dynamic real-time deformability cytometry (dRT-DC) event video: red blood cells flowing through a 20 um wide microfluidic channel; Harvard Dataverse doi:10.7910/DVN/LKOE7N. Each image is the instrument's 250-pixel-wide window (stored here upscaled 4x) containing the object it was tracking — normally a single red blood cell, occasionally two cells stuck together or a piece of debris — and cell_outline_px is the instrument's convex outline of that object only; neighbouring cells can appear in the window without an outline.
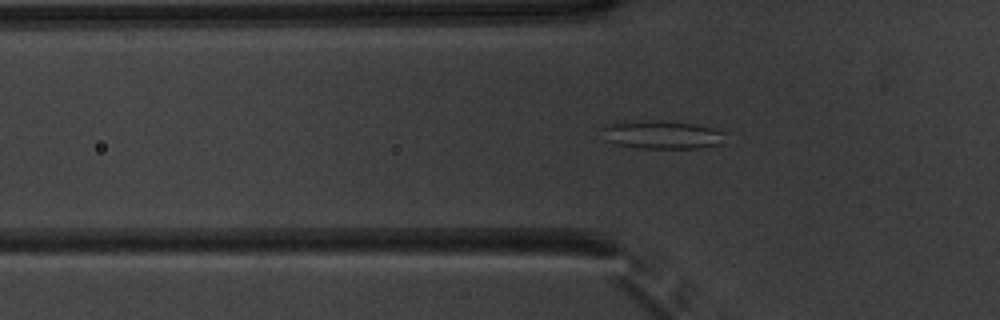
{"species": "common noctule bat (a hibernating species)", "species_latin": "Nyctalus noctula", "temperature_condition": "warm", "stored_images_in_passage": 51, "segment_of_instrument_passage": [1, 2], "camera_frame_rate_fps": 3000, "um_per_image_px": 0.085, "animal": {"sex": "male", "body_mass_g": 20.1, "forearm_length_mm": 53.5}, "frame": {"image": 1, "passage_image": 16, "time_ms": 5.0, "image_size_px": [1000, 320], "cell_outline_px": [[724, 132], [720, 144], [700, 148], [636, 148], [616, 144], [608, 140], [604, 128], [612, 124], [652, 120], [664, 120], [696, 124], [712, 128]], "centroid_in_image_um": [56.35, 11.46], "position_along_channel_um": 69.5, "area_um2": 19.71}}
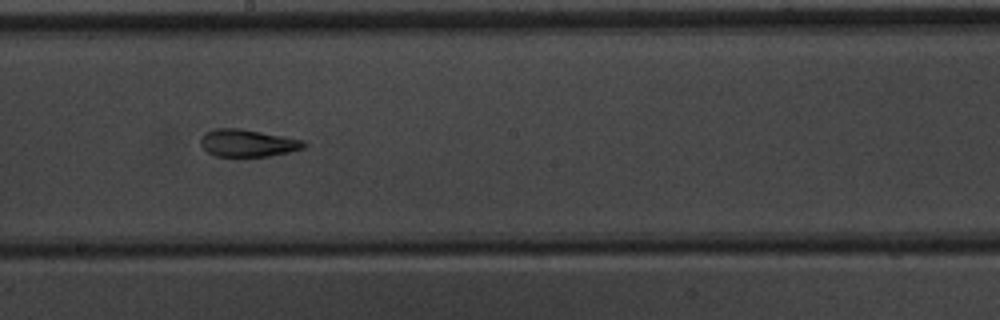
{"frame": {"image": 2, "passage_image": 28, "time_ms": 9.0, "image_size_px": [1000, 320], "cell_outline_px": [[308, 144], [304, 148], [288, 152], [268, 156], [216, 156], [208, 152], [200, 144], [200, 136], [204, 132], [216, 128], [240, 128], [284, 136], [304, 140]], "centroid_in_image_um": [21.04, 12.14], "position_along_channel_um": 227.2, "area_um2": 16.53}}
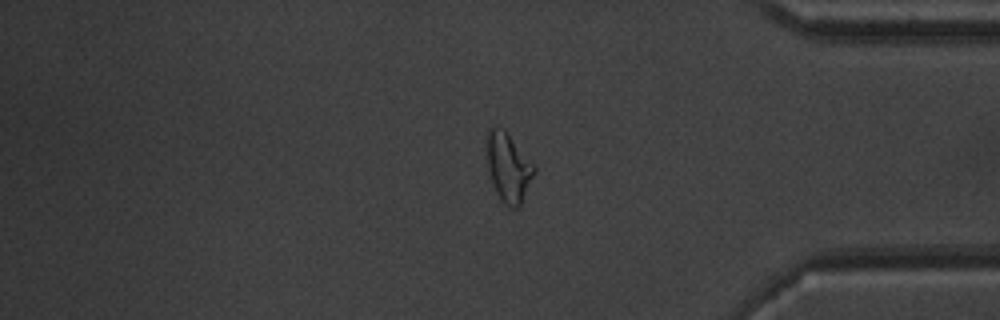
{"frame": {"image": 3, "passage_image": 42, "time_ms": 13.667, "image_size_px": [1000, 320], "cell_outline_px": [[536, 172], [520, 204], [516, 208], [512, 208], [504, 204], [500, 200], [496, 192], [488, 168], [488, 128], [492, 124], [504, 128], [508, 132], [536, 164]], "centroid_in_image_um": [43.25, 14.17], "position_along_channel_um": 391.9, "area_um2": 19.25}}